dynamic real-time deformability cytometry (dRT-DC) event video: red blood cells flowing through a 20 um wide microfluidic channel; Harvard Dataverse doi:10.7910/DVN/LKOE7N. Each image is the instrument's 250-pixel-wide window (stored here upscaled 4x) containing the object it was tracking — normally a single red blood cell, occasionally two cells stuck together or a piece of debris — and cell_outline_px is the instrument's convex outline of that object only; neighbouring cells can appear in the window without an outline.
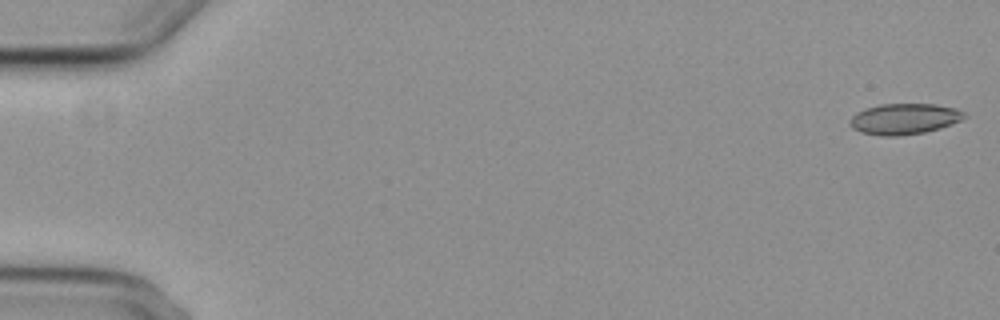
{"species": "common noctule bat (a hibernating species)", "species_latin": "Nyctalus noctula", "temperature_condition": "cold", "stored_images_in_passage": 5, "camera_frame_rate_fps": 3000, "um_per_image_px": 0.085, "animal": {"sex": "female", "body_mass_g": 29.2, "forearm_length_mm": 56.3}, "frame": {"image": 1, "passage_image": 1, "time_ms": 0.0, "image_size_px": [1000, 320], "cell_outline_px": [[968, 116], [952, 124], [940, 128], [924, 132], [896, 136], [880, 136], [860, 132], [852, 128], [848, 124], [848, 120], [856, 112], [880, 104], [936, 104], [956, 108], [964, 112]], "centroid_in_image_um": [76.85, 10.11], "position_along_channel_um": 8.2, "area_um2": 20.69}}
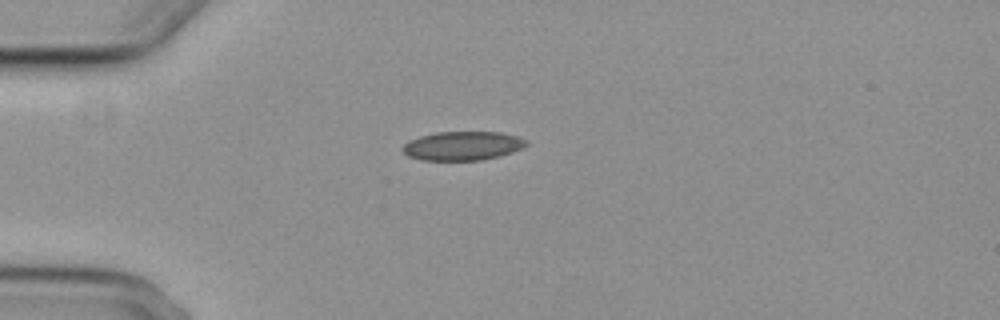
{"frame": {"image": 2, "passage_image": 5, "time_ms": 4.667, "image_size_px": [1000, 320], "cell_outline_px": [[528, 144], [512, 152], [500, 156], [480, 160], [420, 160], [408, 156], [400, 148], [408, 140], [420, 136], [436, 132], [500, 132], [516, 136], [528, 140]], "centroid_in_image_um": [39.29, 12.39], "position_along_channel_um": 45.7, "area_um2": 20.87}}